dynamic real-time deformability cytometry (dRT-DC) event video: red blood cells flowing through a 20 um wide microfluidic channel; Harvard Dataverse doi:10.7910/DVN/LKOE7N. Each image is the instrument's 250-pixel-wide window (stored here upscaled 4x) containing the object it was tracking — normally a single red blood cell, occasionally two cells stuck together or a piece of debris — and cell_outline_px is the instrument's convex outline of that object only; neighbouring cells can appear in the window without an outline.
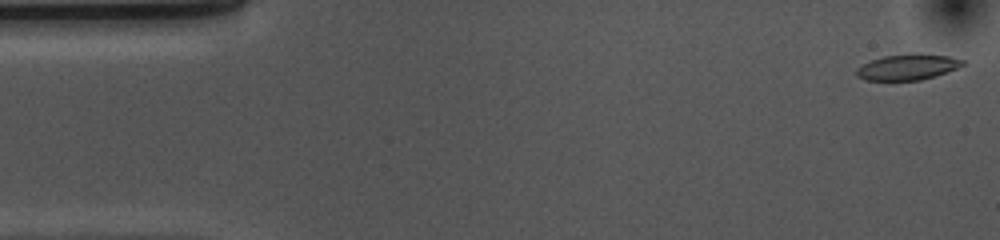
{"species": "common noctule bat (a hibernating species)", "species_latin": "Nyctalus noctula", "temperature_condition": "cold", "stored_images_in_passage": 53, "camera_frame_rate_fps": 3000, "um_per_image_px": 0.085, "animal": {"sex": "female", "body_mass_g": 10.0, "forearm_length_mm": 53.1}, "frame": {"image": 1, "passage_image": 1, "time_ms": 0.0, "image_size_px": [1000, 240], "cell_outline_px": [[964, 64], [956, 68], [936, 76], [920, 80], [864, 80], [856, 76], [856, 68], [872, 60], [884, 56], [912, 52], [948, 56], [964, 60]], "centroid_in_image_um": [77.14, 5.69], "position_along_channel_um": 7.9, "area_um2": 16.01}}
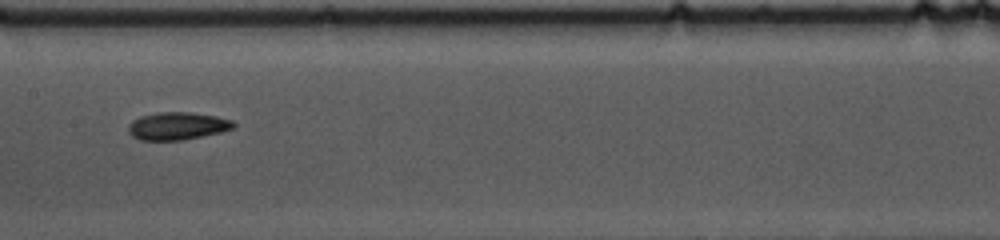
{"frame": {"image": 2, "passage_image": 25, "time_ms": 8.0, "image_size_px": [1000, 240], "cell_outline_px": [[236, 124], [232, 128], [220, 132], [184, 140], [140, 140], [132, 136], [128, 132], [128, 124], [132, 120], [140, 116], [160, 112], [188, 112], [216, 116], [232, 120]], "centroid_in_image_um": [15.04, 10.71], "position_along_channel_um": 192.4, "area_um2": 16.94}}
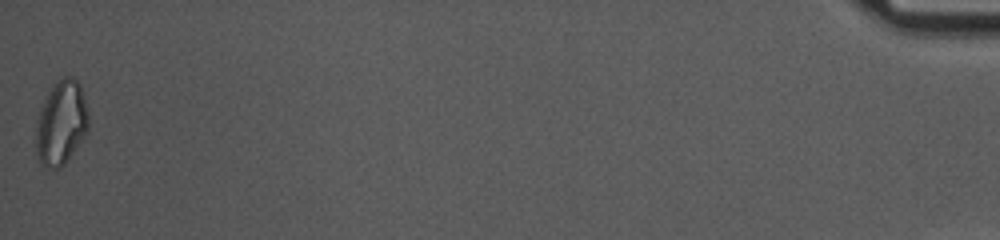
{"frame": {"image": 3, "passage_image": 53, "time_ms": 17.333, "image_size_px": [1000, 240], "cell_outline_px": [[88, 132], [64, 164], [60, 168], [48, 168], [40, 164], [36, 152], [36, 128], [40, 112], [44, 100], [52, 84], [56, 80], [64, 76], [72, 76], [80, 84], [88, 108]], "centroid_in_image_um": [5.21, 10.43], "position_along_channel_um": 430.0, "area_um2": 25.89}, "authors_computed_cell_mechanics": {"area_um2": 16.6464, "velocity_mm_per_s": 3.6662, "shape_relaxation_time_tau1_ms": 6.7727, "shape_relaxation_time_tau2_ms": 3.6337, "deformation_change_tau1": 0.1609, "deformation_change_tau2": 0.0915}}